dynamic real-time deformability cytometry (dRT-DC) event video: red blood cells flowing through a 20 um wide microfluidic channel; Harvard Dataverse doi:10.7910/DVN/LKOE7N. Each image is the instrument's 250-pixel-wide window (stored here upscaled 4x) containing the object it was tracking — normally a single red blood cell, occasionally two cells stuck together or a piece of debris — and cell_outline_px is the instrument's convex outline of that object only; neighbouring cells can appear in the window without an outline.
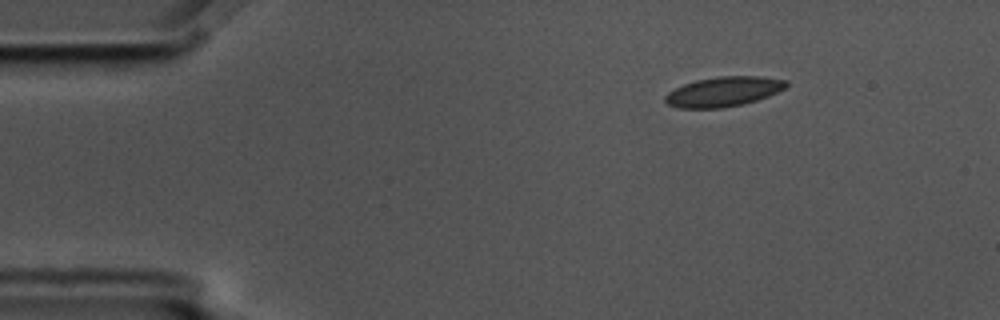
{"species": "common noctule bat (a hibernating species)", "species_latin": "Nyctalus noctula", "temperature_condition": "cold", "stored_images_in_passage": 4, "segment_of_instrument_passage": [2, 2], "camera_frame_rate_fps": 3000, "um_per_image_px": 0.085, "animal": {"sex": "male", "body_mass_g": 17.5, "forearm_length_mm": 52.3}, "frame": {"image": 1, "passage_image": 4, "time_ms": 1.0, "image_size_px": [1000, 320], "cell_outline_px": [[788, 84], [784, 88], [768, 96], [744, 104], [724, 108], [676, 108], [668, 104], [664, 100], [664, 96], [668, 92], [684, 84], [696, 80], [720, 76], [760, 76], [788, 80]], "centroid_in_image_um": [61.49, 7.79], "position_along_channel_um": 23.5, "area_um2": 21.04}}